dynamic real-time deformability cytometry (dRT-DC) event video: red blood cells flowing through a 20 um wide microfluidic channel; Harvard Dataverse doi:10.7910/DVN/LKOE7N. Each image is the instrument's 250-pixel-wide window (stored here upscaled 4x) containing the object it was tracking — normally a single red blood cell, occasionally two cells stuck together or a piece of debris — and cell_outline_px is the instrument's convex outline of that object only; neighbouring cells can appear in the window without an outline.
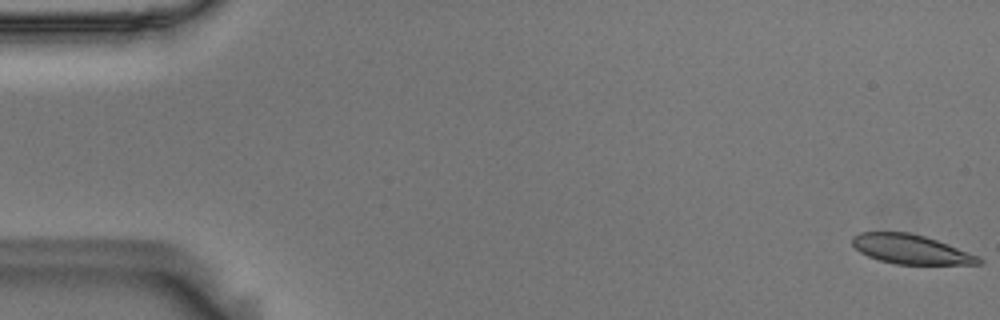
{"species": "Egyptian fruit bat (a non-hibernating species)", "species_latin": "Rousettus aegyptiacus", "temperature_condition": "room temperature", "stored_images_in_passage": 15, "camera_frame_rate_fps": 3000, "um_per_image_px": 0.085, "animal": {"sex": "male"}, "frame": {"image": 1, "passage_image": 1, "time_ms": 0.0, "image_size_px": [1000, 320], "cell_outline_px": [[984, 260], [980, 264], [896, 264], [880, 260], [868, 256], [860, 252], [852, 244], [852, 236], [860, 232], [908, 232], [924, 236], [948, 244], [980, 256]], "centroid_in_image_um": [77.43, 21.19], "position_along_channel_um": 7.6, "area_um2": 21.56}}